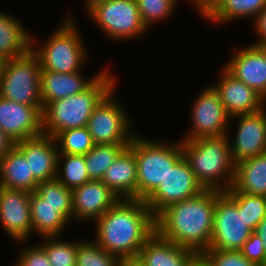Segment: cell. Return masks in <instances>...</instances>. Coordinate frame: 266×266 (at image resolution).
<instances>
[{"label":"cell","mask_w":266,"mask_h":266,"mask_svg":"<svg viewBox=\"0 0 266 266\" xmlns=\"http://www.w3.org/2000/svg\"><path fill=\"white\" fill-rule=\"evenodd\" d=\"M95 222L94 241L120 260L137 259L156 232L155 216L144 200L138 199H119Z\"/></svg>","instance_id":"6da1fadb"},{"label":"cell","mask_w":266,"mask_h":266,"mask_svg":"<svg viewBox=\"0 0 266 266\" xmlns=\"http://www.w3.org/2000/svg\"><path fill=\"white\" fill-rule=\"evenodd\" d=\"M217 190L167 206L155 217L156 232L164 239L202 254L209 248Z\"/></svg>","instance_id":"7a4b0ae2"},{"label":"cell","mask_w":266,"mask_h":266,"mask_svg":"<svg viewBox=\"0 0 266 266\" xmlns=\"http://www.w3.org/2000/svg\"><path fill=\"white\" fill-rule=\"evenodd\" d=\"M116 84L106 69L84 91L46 104L42 111L43 134L55 138L64 130L87 126L94 109L116 89Z\"/></svg>","instance_id":"3957f363"},{"label":"cell","mask_w":266,"mask_h":266,"mask_svg":"<svg viewBox=\"0 0 266 266\" xmlns=\"http://www.w3.org/2000/svg\"><path fill=\"white\" fill-rule=\"evenodd\" d=\"M229 138L227 134L181 141L183 157L205 189L227 191L233 184L236 164Z\"/></svg>","instance_id":"277c9868"},{"label":"cell","mask_w":266,"mask_h":266,"mask_svg":"<svg viewBox=\"0 0 266 266\" xmlns=\"http://www.w3.org/2000/svg\"><path fill=\"white\" fill-rule=\"evenodd\" d=\"M128 147L136 157L138 200H145L183 156L181 140L170 144L135 134Z\"/></svg>","instance_id":"5b68a950"},{"label":"cell","mask_w":266,"mask_h":266,"mask_svg":"<svg viewBox=\"0 0 266 266\" xmlns=\"http://www.w3.org/2000/svg\"><path fill=\"white\" fill-rule=\"evenodd\" d=\"M33 41L31 37V50L39 58L41 71L75 73L83 68L87 58L86 48L70 15L40 48L34 46Z\"/></svg>","instance_id":"8992f818"},{"label":"cell","mask_w":266,"mask_h":266,"mask_svg":"<svg viewBox=\"0 0 266 266\" xmlns=\"http://www.w3.org/2000/svg\"><path fill=\"white\" fill-rule=\"evenodd\" d=\"M40 73L39 58L31 49L17 58L3 60L0 96L20 104L36 106L42 112Z\"/></svg>","instance_id":"52a82bcc"},{"label":"cell","mask_w":266,"mask_h":266,"mask_svg":"<svg viewBox=\"0 0 266 266\" xmlns=\"http://www.w3.org/2000/svg\"><path fill=\"white\" fill-rule=\"evenodd\" d=\"M254 231L238 212V203L227 191L217 190L213 229L208 249L240 250Z\"/></svg>","instance_id":"ba28073f"},{"label":"cell","mask_w":266,"mask_h":266,"mask_svg":"<svg viewBox=\"0 0 266 266\" xmlns=\"http://www.w3.org/2000/svg\"><path fill=\"white\" fill-rule=\"evenodd\" d=\"M113 92L115 89L94 109L87 122L86 127L95 145L130 144L135 136L130 129L133 123Z\"/></svg>","instance_id":"9c48e42d"},{"label":"cell","mask_w":266,"mask_h":266,"mask_svg":"<svg viewBox=\"0 0 266 266\" xmlns=\"http://www.w3.org/2000/svg\"><path fill=\"white\" fill-rule=\"evenodd\" d=\"M88 15L107 37L115 41L139 37L148 31L141 20L136 0H109L97 5Z\"/></svg>","instance_id":"30bf717a"},{"label":"cell","mask_w":266,"mask_h":266,"mask_svg":"<svg viewBox=\"0 0 266 266\" xmlns=\"http://www.w3.org/2000/svg\"><path fill=\"white\" fill-rule=\"evenodd\" d=\"M205 188L197 180L187 160L182 156L144 200L156 217L167 206L199 195Z\"/></svg>","instance_id":"8fae6325"},{"label":"cell","mask_w":266,"mask_h":266,"mask_svg":"<svg viewBox=\"0 0 266 266\" xmlns=\"http://www.w3.org/2000/svg\"><path fill=\"white\" fill-rule=\"evenodd\" d=\"M191 109L192 126L182 140L222 137L228 134L231 117L212 85L198 94Z\"/></svg>","instance_id":"7c38bea8"},{"label":"cell","mask_w":266,"mask_h":266,"mask_svg":"<svg viewBox=\"0 0 266 266\" xmlns=\"http://www.w3.org/2000/svg\"><path fill=\"white\" fill-rule=\"evenodd\" d=\"M30 195L27 191L0 186V221L14 241H27L32 232Z\"/></svg>","instance_id":"4fadbf2b"},{"label":"cell","mask_w":266,"mask_h":266,"mask_svg":"<svg viewBox=\"0 0 266 266\" xmlns=\"http://www.w3.org/2000/svg\"><path fill=\"white\" fill-rule=\"evenodd\" d=\"M238 125L234 141L230 140L232 159L235 164L266 152V107L252 113L237 115Z\"/></svg>","instance_id":"5bb4252c"},{"label":"cell","mask_w":266,"mask_h":266,"mask_svg":"<svg viewBox=\"0 0 266 266\" xmlns=\"http://www.w3.org/2000/svg\"><path fill=\"white\" fill-rule=\"evenodd\" d=\"M0 129L14 143L42 135V112L0 96Z\"/></svg>","instance_id":"9a60e30c"},{"label":"cell","mask_w":266,"mask_h":266,"mask_svg":"<svg viewBox=\"0 0 266 266\" xmlns=\"http://www.w3.org/2000/svg\"><path fill=\"white\" fill-rule=\"evenodd\" d=\"M222 75L213 88L220 96L230 117L244 114H252L265 108L263 97L254 89L239 81L225 67L220 70Z\"/></svg>","instance_id":"2e32d148"},{"label":"cell","mask_w":266,"mask_h":266,"mask_svg":"<svg viewBox=\"0 0 266 266\" xmlns=\"http://www.w3.org/2000/svg\"><path fill=\"white\" fill-rule=\"evenodd\" d=\"M73 219L81 222L97 220L118 200V196L102 181L90 180L72 190ZM77 218V219H76Z\"/></svg>","instance_id":"e0dca14e"},{"label":"cell","mask_w":266,"mask_h":266,"mask_svg":"<svg viewBox=\"0 0 266 266\" xmlns=\"http://www.w3.org/2000/svg\"><path fill=\"white\" fill-rule=\"evenodd\" d=\"M234 51L236 54L224 66L239 81L266 95V48L254 44Z\"/></svg>","instance_id":"ac0fdd59"},{"label":"cell","mask_w":266,"mask_h":266,"mask_svg":"<svg viewBox=\"0 0 266 266\" xmlns=\"http://www.w3.org/2000/svg\"><path fill=\"white\" fill-rule=\"evenodd\" d=\"M14 146L28 160L30 172L38 182L56 178L59 152L54 137L42 134L18 141Z\"/></svg>","instance_id":"d6986e66"},{"label":"cell","mask_w":266,"mask_h":266,"mask_svg":"<svg viewBox=\"0 0 266 266\" xmlns=\"http://www.w3.org/2000/svg\"><path fill=\"white\" fill-rule=\"evenodd\" d=\"M196 255L155 232L141 248L136 260L142 266H188Z\"/></svg>","instance_id":"ffe728a7"},{"label":"cell","mask_w":266,"mask_h":266,"mask_svg":"<svg viewBox=\"0 0 266 266\" xmlns=\"http://www.w3.org/2000/svg\"><path fill=\"white\" fill-rule=\"evenodd\" d=\"M102 181L119 199H137L135 153L126 147L106 170Z\"/></svg>","instance_id":"44dd1931"},{"label":"cell","mask_w":266,"mask_h":266,"mask_svg":"<svg viewBox=\"0 0 266 266\" xmlns=\"http://www.w3.org/2000/svg\"><path fill=\"white\" fill-rule=\"evenodd\" d=\"M104 69L90 79L83 78L81 71L75 73H57L41 71L40 88L43 107L57 99L76 95L88 88Z\"/></svg>","instance_id":"7402d4cb"},{"label":"cell","mask_w":266,"mask_h":266,"mask_svg":"<svg viewBox=\"0 0 266 266\" xmlns=\"http://www.w3.org/2000/svg\"><path fill=\"white\" fill-rule=\"evenodd\" d=\"M227 192L266 197V152L235 165L233 184Z\"/></svg>","instance_id":"603a6c76"},{"label":"cell","mask_w":266,"mask_h":266,"mask_svg":"<svg viewBox=\"0 0 266 266\" xmlns=\"http://www.w3.org/2000/svg\"><path fill=\"white\" fill-rule=\"evenodd\" d=\"M37 183L33 173L30 172L28 160L13 146L0 159V186L32 193Z\"/></svg>","instance_id":"cb8c5ba5"},{"label":"cell","mask_w":266,"mask_h":266,"mask_svg":"<svg viewBox=\"0 0 266 266\" xmlns=\"http://www.w3.org/2000/svg\"><path fill=\"white\" fill-rule=\"evenodd\" d=\"M266 7V0H212L200 13L213 23H229L236 18L254 21Z\"/></svg>","instance_id":"d4e9b609"},{"label":"cell","mask_w":266,"mask_h":266,"mask_svg":"<svg viewBox=\"0 0 266 266\" xmlns=\"http://www.w3.org/2000/svg\"><path fill=\"white\" fill-rule=\"evenodd\" d=\"M32 232L42 238L62 235L70 223L61 213L60 206L47 204L35 191L30 195Z\"/></svg>","instance_id":"484cf974"},{"label":"cell","mask_w":266,"mask_h":266,"mask_svg":"<svg viewBox=\"0 0 266 266\" xmlns=\"http://www.w3.org/2000/svg\"><path fill=\"white\" fill-rule=\"evenodd\" d=\"M0 12V58H17L31 49V34L24 30L19 20Z\"/></svg>","instance_id":"4316f807"},{"label":"cell","mask_w":266,"mask_h":266,"mask_svg":"<svg viewBox=\"0 0 266 266\" xmlns=\"http://www.w3.org/2000/svg\"><path fill=\"white\" fill-rule=\"evenodd\" d=\"M56 179L71 190L89 182L91 179L87 172L85 156L59 153Z\"/></svg>","instance_id":"83f0119b"},{"label":"cell","mask_w":266,"mask_h":266,"mask_svg":"<svg viewBox=\"0 0 266 266\" xmlns=\"http://www.w3.org/2000/svg\"><path fill=\"white\" fill-rule=\"evenodd\" d=\"M129 144L95 145L87 154L85 162L91 180H102L106 170Z\"/></svg>","instance_id":"f1b7e54d"},{"label":"cell","mask_w":266,"mask_h":266,"mask_svg":"<svg viewBox=\"0 0 266 266\" xmlns=\"http://www.w3.org/2000/svg\"><path fill=\"white\" fill-rule=\"evenodd\" d=\"M35 192L44 202L53 206H60V213L69 221L73 219L72 190L65 187L56 178L38 182Z\"/></svg>","instance_id":"f546056e"},{"label":"cell","mask_w":266,"mask_h":266,"mask_svg":"<svg viewBox=\"0 0 266 266\" xmlns=\"http://www.w3.org/2000/svg\"><path fill=\"white\" fill-rule=\"evenodd\" d=\"M58 152L64 154H87L95 143L87 127L71 128L60 132L55 137Z\"/></svg>","instance_id":"4dcf8cb0"},{"label":"cell","mask_w":266,"mask_h":266,"mask_svg":"<svg viewBox=\"0 0 266 266\" xmlns=\"http://www.w3.org/2000/svg\"><path fill=\"white\" fill-rule=\"evenodd\" d=\"M59 236L44 237L39 245L45 250L51 266H76L77 241L66 242Z\"/></svg>","instance_id":"1f68e13d"},{"label":"cell","mask_w":266,"mask_h":266,"mask_svg":"<svg viewBox=\"0 0 266 266\" xmlns=\"http://www.w3.org/2000/svg\"><path fill=\"white\" fill-rule=\"evenodd\" d=\"M119 261L95 241H77L76 266H118Z\"/></svg>","instance_id":"d6a6232c"},{"label":"cell","mask_w":266,"mask_h":266,"mask_svg":"<svg viewBox=\"0 0 266 266\" xmlns=\"http://www.w3.org/2000/svg\"><path fill=\"white\" fill-rule=\"evenodd\" d=\"M238 203V212H242L246 225L253 231L266 216V197L249 195L243 192H228Z\"/></svg>","instance_id":"836d02e7"},{"label":"cell","mask_w":266,"mask_h":266,"mask_svg":"<svg viewBox=\"0 0 266 266\" xmlns=\"http://www.w3.org/2000/svg\"><path fill=\"white\" fill-rule=\"evenodd\" d=\"M141 20L149 29L151 24L163 21L175 11L177 0H136Z\"/></svg>","instance_id":"e575fe53"},{"label":"cell","mask_w":266,"mask_h":266,"mask_svg":"<svg viewBox=\"0 0 266 266\" xmlns=\"http://www.w3.org/2000/svg\"><path fill=\"white\" fill-rule=\"evenodd\" d=\"M201 255L210 266H258L238 250L207 249Z\"/></svg>","instance_id":"d590c367"},{"label":"cell","mask_w":266,"mask_h":266,"mask_svg":"<svg viewBox=\"0 0 266 266\" xmlns=\"http://www.w3.org/2000/svg\"><path fill=\"white\" fill-rule=\"evenodd\" d=\"M22 250L15 266H51L45 250L39 244L24 247Z\"/></svg>","instance_id":"8d00e7d4"},{"label":"cell","mask_w":266,"mask_h":266,"mask_svg":"<svg viewBox=\"0 0 266 266\" xmlns=\"http://www.w3.org/2000/svg\"><path fill=\"white\" fill-rule=\"evenodd\" d=\"M249 261L258 266H266V252L263 241L254 232L239 250Z\"/></svg>","instance_id":"74e56055"},{"label":"cell","mask_w":266,"mask_h":266,"mask_svg":"<svg viewBox=\"0 0 266 266\" xmlns=\"http://www.w3.org/2000/svg\"><path fill=\"white\" fill-rule=\"evenodd\" d=\"M253 23H255L254 30L260 39L252 44L266 48V7L256 17Z\"/></svg>","instance_id":"f35d334b"},{"label":"cell","mask_w":266,"mask_h":266,"mask_svg":"<svg viewBox=\"0 0 266 266\" xmlns=\"http://www.w3.org/2000/svg\"><path fill=\"white\" fill-rule=\"evenodd\" d=\"M14 142L0 129V159L14 146Z\"/></svg>","instance_id":"ab89813d"},{"label":"cell","mask_w":266,"mask_h":266,"mask_svg":"<svg viewBox=\"0 0 266 266\" xmlns=\"http://www.w3.org/2000/svg\"><path fill=\"white\" fill-rule=\"evenodd\" d=\"M254 233L261 238L266 252V216L258 223Z\"/></svg>","instance_id":"60d3db41"},{"label":"cell","mask_w":266,"mask_h":266,"mask_svg":"<svg viewBox=\"0 0 266 266\" xmlns=\"http://www.w3.org/2000/svg\"><path fill=\"white\" fill-rule=\"evenodd\" d=\"M188 266H210V265L201 254H197L188 264Z\"/></svg>","instance_id":"b9f144b4"},{"label":"cell","mask_w":266,"mask_h":266,"mask_svg":"<svg viewBox=\"0 0 266 266\" xmlns=\"http://www.w3.org/2000/svg\"><path fill=\"white\" fill-rule=\"evenodd\" d=\"M109 0H86V11H87V14L92 10L94 9L97 5L99 4H102V3H105Z\"/></svg>","instance_id":"7bdbcfd3"},{"label":"cell","mask_w":266,"mask_h":266,"mask_svg":"<svg viewBox=\"0 0 266 266\" xmlns=\"http://www.w3.org/2000/svg\"><path fill=\"white\" fill-rule=\"evenodd\" d=\"M199 13L212 1V0H190Z\"/></svg>","instance_id":"ee69618b"},{"label":"cell","mask_w":266,"mask_h":266,"mask_svg":"<svg viewBox=\"0 0 266 266\" xmlns=\"http://www.w3.org/2000/svg\"><path fill=\"white\" fill-rule=\"evenodd\" d=\"M118 266H142L136 259L120 260Z\"/></svg>","instance_id":"f6af8a7d"},{"label":"cell","mask_w":266,"mask_h":266,"mask_svg":"<svg viewBox=\"0 0 266 266\" xmlns=\"http://www.w3.org/2000/svg\"><path fill=\"white\" fill-rule=\"evenodd\" d=\"M264 104L266 105V95L263 97Z\"/></svg>","instance_id":"bcb514c9"},{"label":"cell","mask_w":266,"mask_h":266,"mask_svg":"<svg viewBox=\"0 0 266 266\" xmlns=\"http://www.w3.org/2000/svg\"><path fill=\"white\" fill-rule=\"evenodd\" d=\"M2 61H3V60L0 58V70H1V64H2Z\"/></svg>","instance_id":"7dc6e473"}]
</instances>
